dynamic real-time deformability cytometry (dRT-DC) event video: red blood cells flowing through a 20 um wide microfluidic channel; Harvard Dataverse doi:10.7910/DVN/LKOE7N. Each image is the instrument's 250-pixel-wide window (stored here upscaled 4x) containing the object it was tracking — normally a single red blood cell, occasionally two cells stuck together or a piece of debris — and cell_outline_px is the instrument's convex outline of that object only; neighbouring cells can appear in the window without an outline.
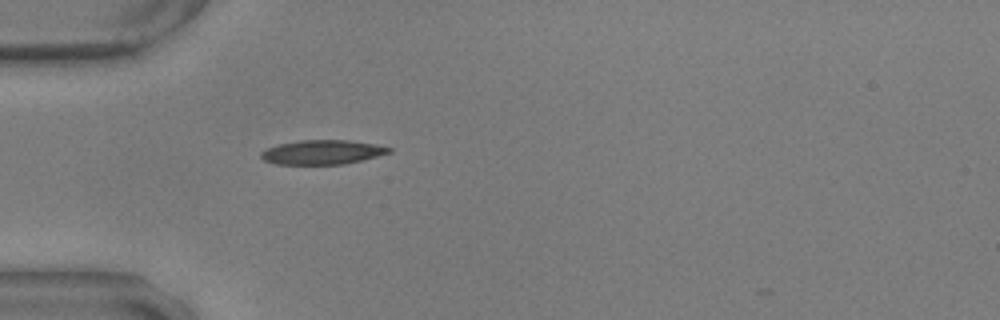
{"species": "common noctule bat (a hibernating species)", "species_latin": "Nyctalus noctula", "temperature_condition": "warm", "stored_images_in_passage": 41, "camera_frame_rate_fps": 3000, "um_per_image_px": 0.085, "animal": {"sex": "male", "body_mass_g": 17.9, "forearm_length_mm": 54.2}, "frame": {"image": 1, "passage_image": 2, "time_ms": 0.333, "image_size_px": [1000, 320], "cell_outline_px": [[392, 152], [344, 164], [276, 164], [264, 160], [260, 156], [260, 152], [268, 148], [280, 144], [300, 140], [348, 140], [372, 144], [392, 148]], "centroid_in_image_um": [27.37, 12.93], "position_along_channel_um": 57.6, "area_um2": 17.86}}
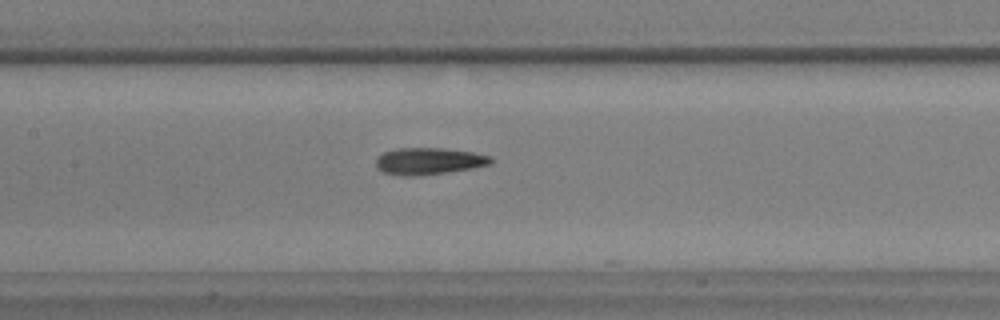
{"frame": {"image": 2, "passage_image": 12, "time_ms": 3.667, "image_size_px": [1000, 320], "cell_outline_px": [[492, 164], [472, 168], [448, 172], [416, 176], [400, 176], [384, 172], [376, 168], [376, 160], [384, 152], [396, 148], [444, 148], [472, 152], [492, 156]], "centroid_in_image_um": [36.46, 13.7], "position_along_channel_um": 170.9, "area_um2": 18.03}}
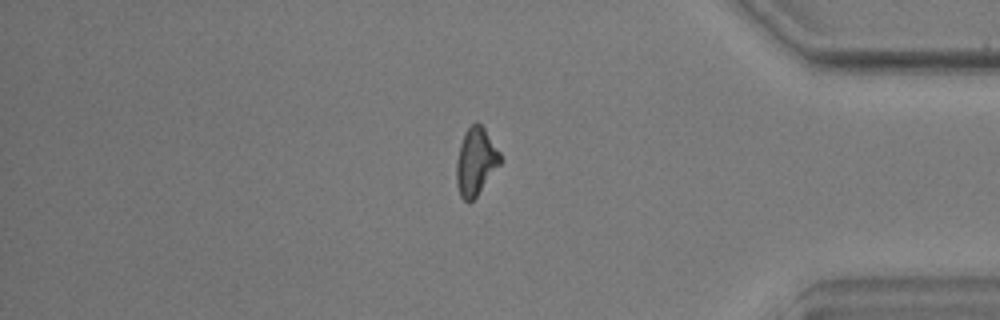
{"frame": {"image": 3, "passage_image": 33, "time_ms": 10.667, "image_size_px": [1000, 320], "cell_outline_px": [[500, 164], [476, 196], [468, 204], [460, 196], [456, 184], [456, 160], [460, 144], [464, 132], [476, 120], [484, 128], [500, 152]], "centroid_in_image_um": [40.41, 13.73], "position_along_channel_um": 394.8, "area_um2": 17.17}}